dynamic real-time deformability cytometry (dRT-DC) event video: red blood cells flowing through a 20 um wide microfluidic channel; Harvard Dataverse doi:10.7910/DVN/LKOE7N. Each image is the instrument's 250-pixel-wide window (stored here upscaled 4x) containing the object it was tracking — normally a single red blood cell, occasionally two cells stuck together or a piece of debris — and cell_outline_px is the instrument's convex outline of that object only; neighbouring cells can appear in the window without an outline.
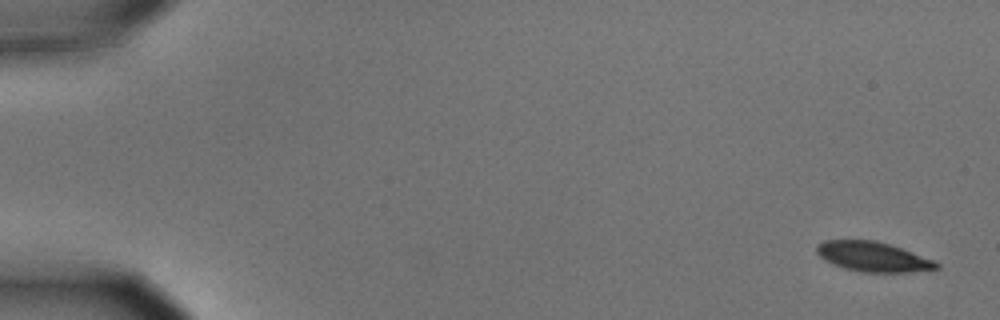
{"species": "common noctule bat (a hibernating species)", "species_latin": "Nyctalus noctula", "temperature_condition": "cold", "stored_images_in_passage": 6, "camera_frame_rate_fps": 3000, "um_per_image_px": 0.085, "animal": {"sex": "male", "body_mass_g": 15.6}, "frame": {"image": 1, "passage_image": 1, "time_ms": 0.0, "image_size_px": [1000, 320], "cell_outline_px": [[940, 268], [908, 272], [860, 272], [844, 268], [824, 260], [816, 252], [816, 244], [824, 240], [876, 240], [936, 260], [940, 264]], "centroid_in_image_um": [74.2, 21.82], "position_along_channel_um": 10.8, "area_um2": 20.81}}
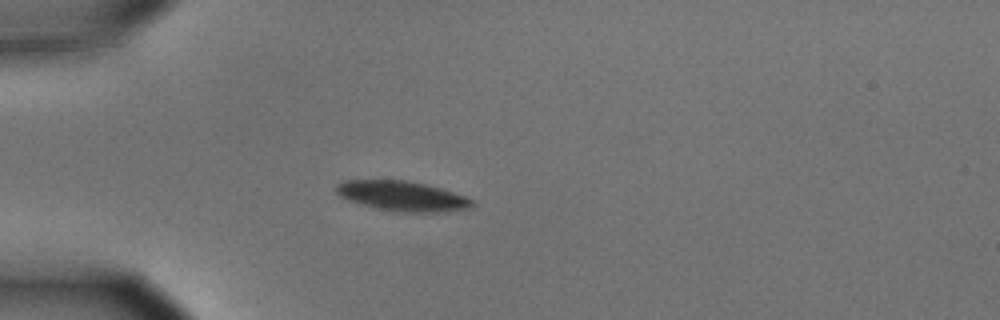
{"frame": {"image": 2, "passage_image": 5, "time_ms": 1.333, "image_size_px": [1000, 320], "cell_outline_px": [[476, 204], [472, 208], [444, 212], [400, 212], [376, 208], [356, 204], [340, 196], [336, 192], [336, 184], [344, 180], [408, 180], [440, 188], [476, 200]], "centroid_in_image_um": [34.2, 16.67], "position_along_channel_um": 50.8, "area_um2": 23.99}}